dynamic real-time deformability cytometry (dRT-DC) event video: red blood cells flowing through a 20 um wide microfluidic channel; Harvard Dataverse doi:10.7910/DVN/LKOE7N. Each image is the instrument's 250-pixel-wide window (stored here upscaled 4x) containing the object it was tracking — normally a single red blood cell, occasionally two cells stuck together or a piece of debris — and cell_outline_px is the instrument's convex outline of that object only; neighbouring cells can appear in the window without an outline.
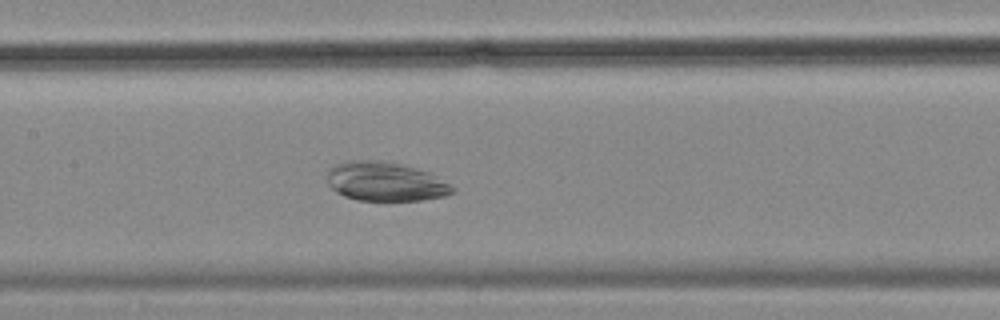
{"species": "common noctule bat (a hibernating species)", "species_latin": "Nyctalus noctula", "temperature_condition": "cold", "stored_images_in_passage": 45, "camera_frame_rate_fps": 3000, "um_per_image_px": 0.085, "animal": {"sex": "female", "body_mass_g": 18.4}, "frame": {"image": 1, "passage_image": 15, "time_ms": 4.667, "image_size_px": [1000, 320], "cell_outline_px": [[456, 192], [444, 196], [424, 200], [356, 200], [344, 196], [336, 192], [328, 184], [328, 168], [336, 164], [348, 160], [380, 160], [428, 172], [456, 188]], "centroid_in_image_um": [32.73, 15.44], "position_along_channel_um": 174.7, "area_um2": 28.32}}
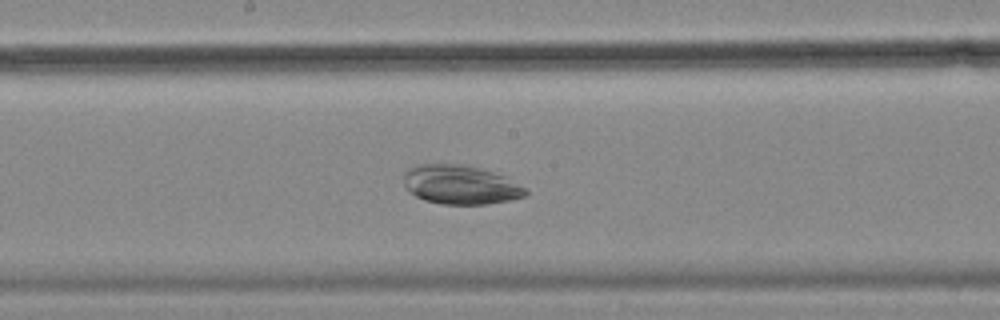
{"frame": {"image": 2, "passage_image": 18, "time_ms": 5.667, "image_size_px": [1000, 320], "cell_outline_px": [[528, 192], [524, 196], [512, 200], [488, 204], [440, 204], [424, 200], [416, 196], [404, 184], [404, 172], [408, 168], [416, 164], [464, 164], [492, 172], [504, 176], [528, 188]], "centroid_in_image_um": [39.15, 15.7], "position_along_channel_um": 209.0, "area_um2": 27.8}}
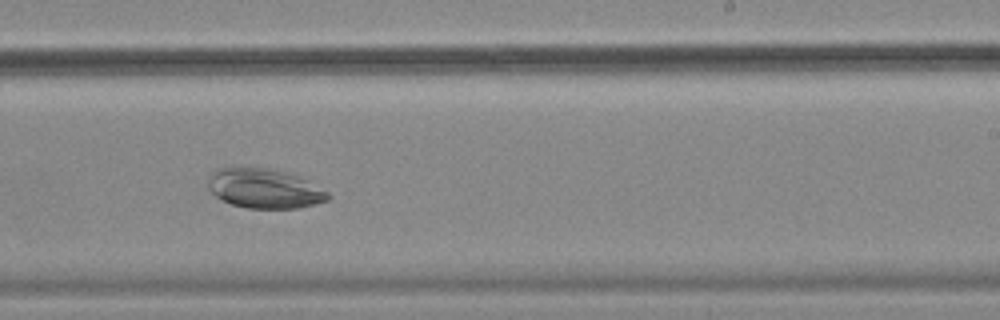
{"frame": {"image": 3, "passage_image": 23, "time_ms": 7.333, "image_size_px": [1000, 320], "cell_outline_px": [[332, 196], [328, 200], [300, 208], [248, 208], [232, 204], [216, 196], [208, 188], [208, 176], [216, 168], [268, 168], [284, 172], [308, 180], [328, 192]], "centroid_in_image_um": [22.48, 16.03], "position_along_channel_um": 266.5, "area_um2": 27.46}}